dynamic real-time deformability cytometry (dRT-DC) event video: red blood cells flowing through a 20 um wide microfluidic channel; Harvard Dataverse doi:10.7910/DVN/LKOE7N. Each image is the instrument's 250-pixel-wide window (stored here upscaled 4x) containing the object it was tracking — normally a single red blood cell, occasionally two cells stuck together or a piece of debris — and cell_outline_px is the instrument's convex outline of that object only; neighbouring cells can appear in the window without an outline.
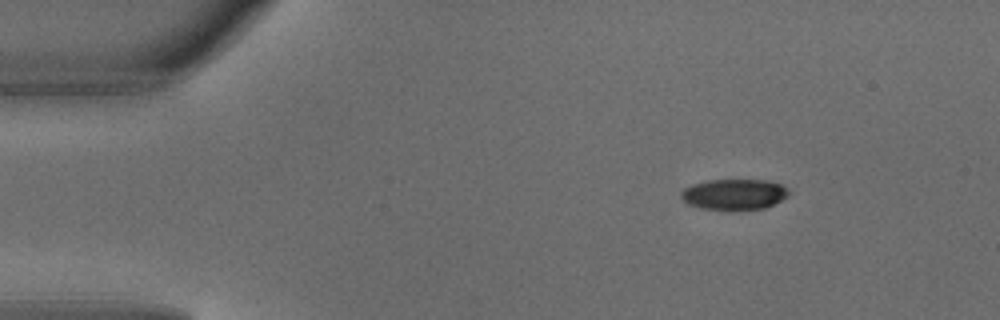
{"species": "common noctule bat (a hibernating species)", "species_latin": "Nyctalus noctula", "temperature_condition": "warm", "stored_images_in_passage": 3, "camera_frame_rate_fps": 3000, "um_per_image_px": 0.085, "animal": {"sex": "male", "body_mass_g": 18.8}, "frame": {"image": 1, "passage_image": 1, "time_ms": 0.0, "image_size_px": [1000, 320], "cell_outline_px": [[788, 196], [764, 208], [700, 208], [688, 204], [680, 196], [680, 192], [684, 188], [692, 184], [708, 180], [768, 180], [780, 184], [788, 188]], "centroid_in_image_um": [62.38, 16.48], "position_along_channel_um": 22.6, "area_um2": 18.79}}